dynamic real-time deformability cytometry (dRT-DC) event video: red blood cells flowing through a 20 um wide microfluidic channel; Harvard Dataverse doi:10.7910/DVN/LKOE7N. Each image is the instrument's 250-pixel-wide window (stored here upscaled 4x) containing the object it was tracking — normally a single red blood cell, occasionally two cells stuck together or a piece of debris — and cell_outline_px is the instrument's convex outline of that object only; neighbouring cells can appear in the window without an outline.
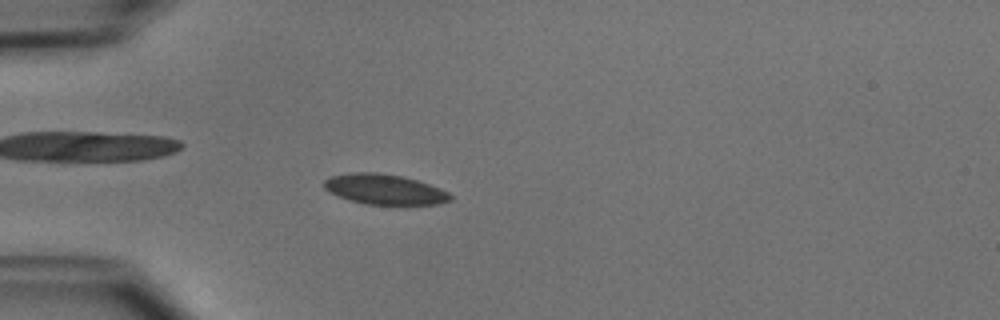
{"species": "common noctule bat (a hibernating species)", "species_latin": "Nyctalus noctula", "temperature_condition": "cold", "stored_images_in_passage": 39, "camera_frame_rate_fps": 3000, "um_per_image_px": 0.085, "animal": {"sex": "male", "body_mass_g": 15.6}, "frame": {"image": 1, "passage_image": 2, "time_ms": 0.333, "image_size_px": [1000, 320], "cell_outline_px": [[452, 200], [440, 204], [408, 208], [364, 204], [348, 200], [328, 192], [324, 188], [324, 180], [332, 176], [352, 172], [380, 172], [400, 176], [416, 180], [440, 188], [448, 192], [452, 196]], "centroid_in_image_um": [32.74, 16.16], "position_along_channel_um": 52.3, "area_um2": 23.35}}
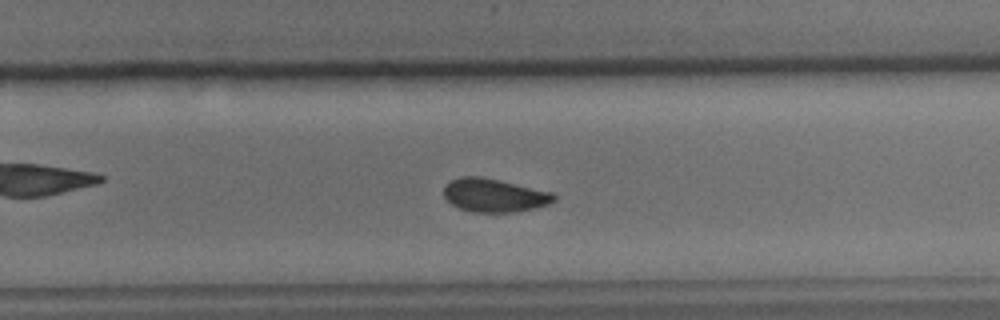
{"frame": {"image": 2, "passage_image": 21, "time_ms": 6.667, "image_size_px": [1000, 320], "cell_outline_px": [[556, 200], [548, 204], [536, 208], [512, 212], [472, 212], [460, 208], [452, 204], [444, 196], [444, 188], [452, 180], [464, 176], [480, 176], [552, 192], [556, 196]], "centroid_in_image_um": [42.03, 16.61], "position_along_channel_um": 287.8, "area_um2": 21.15}}
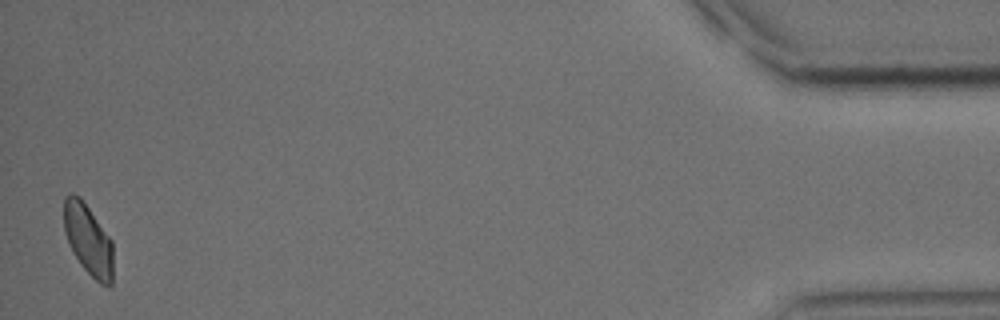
{"frame": {"image": 3, "passage_image": 38, "time_ms": 12.333, "image_size_px": [1000, 320], "cell_outline_px": [[112, 284], [100, 284], [80, 264], [72, 252], [68, 244], [64, 232], [64, 200], [72, 192], [80, 196], [112, 240]], "centroid_in_image_um": [7.48, 20.35], "position_along_channel_um": 427.7, "area_um2": 20.23}, "authors_computed_cell_mechanics": {"area_um2": 21.386, "velocity_mm_per_s": 3.9151, "shape_relaxation_time_tau1_ms": 4.0562, "shape_relaxation_time_tau2_ms": 4.7995, "deformation_change_tau1": 0.0873, "deformation_change_tau2": 0.0834}}